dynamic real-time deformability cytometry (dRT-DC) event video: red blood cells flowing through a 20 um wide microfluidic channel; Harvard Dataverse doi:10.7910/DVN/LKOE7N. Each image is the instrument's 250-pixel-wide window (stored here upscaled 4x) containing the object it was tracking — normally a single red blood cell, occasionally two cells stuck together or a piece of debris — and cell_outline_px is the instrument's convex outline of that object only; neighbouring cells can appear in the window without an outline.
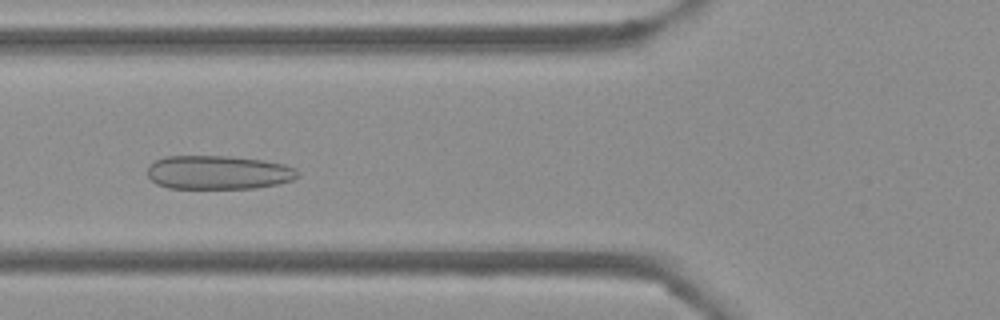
{"species": "Egyptian fruit bat (a non-hibernating species)", "species_latin": "Rousettus aegyptiacus", "temperature_condition": "cold", "stored_images_in_passage": 52, "camera_frame_rate_fps": 3000, "um_per_image_px": 0.085, "frame": {"image": 1, "passage_image": 19, "time_ms": 6.0, "image_size_px": [1000, 320], "cell_outline_px": [[300, 176], [292, 180], [276, 184], [256, 188], [168, 188], [156, 184], [148, 176], [148, 164], [164, 156], [232, 156], [264, 160], [284, 164], [296, 168], [300, 172]], "centroid_in_image_um": [18.57, 14.65], "position_along_channel_um": 107.2, "area_um2": 29.88}}
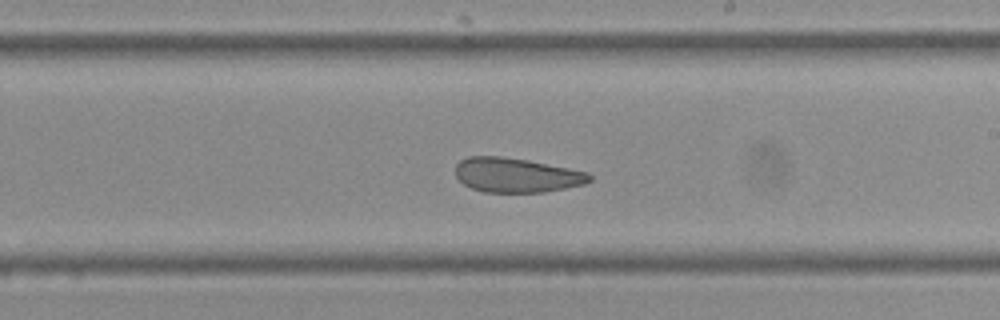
{"frame": {"image": 2, "passage_image": 30, "time_ms": 9.667, "image_size_px": [1000, 320], "cell_outline_px": [[592, 180], [584, 184], [544, 192], [484, 192], [472, 188], [464, 184], [456, 176], [456, 164], [460, 160], [468, 156], [500, 156], [528, 160], [588, 172], [592, 176]], "centroid_in_image_um": [43.89, 14.88], "position_along_channel_um": 245.1, "area_um2": 26.88}}
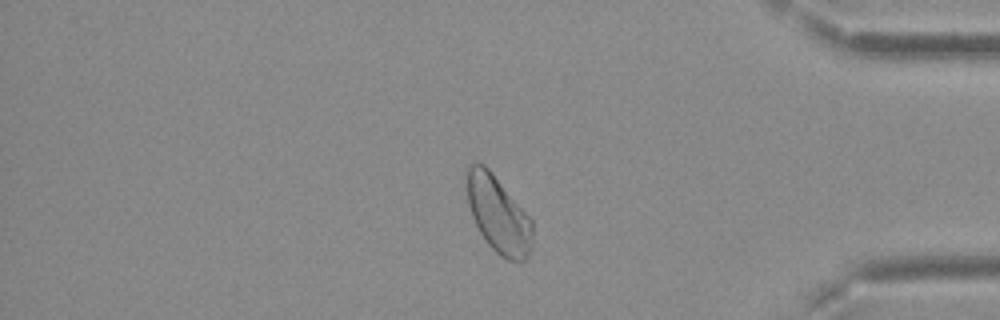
{"frame": {"image": 3, "passage_image": 44, "time_ms": 14.333, "image_size_px": [1000, 320], "cell_outline_px": [[532, 248], [528, 256], [520, 264], [508, 260], [500, 256], [488, 244], [480, 232], [472, 216], [468, 204], [464, 172], [468, 164], [484, 164], [492, 172], [532, 220]], "centroid_in_image_um": [42.33, 18.24], "position_along_channel_um": 392.9, "area_um2": 29.65}, "authors_computed_cell_mechanics": {"area_um2": 29.8248, "velocity_mm_per_s": 3.7567, "shape_relaxation_time_tau1_ms": null, "shape_relaxation_time_tau2_ms": 1.8679, "deformation_change_tau1": null, "deformation_change_tau2": 0.0809}}